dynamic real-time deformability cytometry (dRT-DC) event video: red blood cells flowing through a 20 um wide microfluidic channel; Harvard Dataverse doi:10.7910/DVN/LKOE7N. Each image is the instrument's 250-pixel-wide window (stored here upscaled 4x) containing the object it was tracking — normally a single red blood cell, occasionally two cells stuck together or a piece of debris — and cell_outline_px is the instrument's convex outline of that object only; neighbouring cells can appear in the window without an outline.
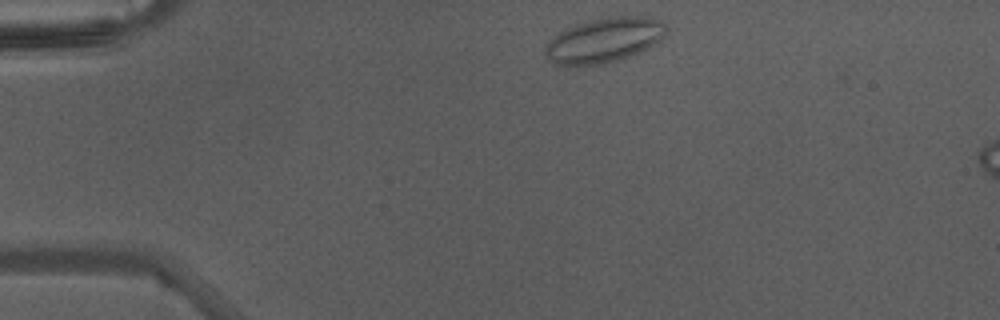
{"species": "Egyptian fruit bat (a non-hibernating species)", "species_latin": "Rousettus aegyptiacus", "temperature_condition": "warm", "stored_images_in_passage": 6, "camera_frame_rate_fps": 3000, "um_per_image_px": 0.085, "animal": {"sex": "male"}, "frame": {"image": 1, "passage_image": 1, "time_ms": 0.0, "image_size_px": [1000, 320], "cell_outline_px": [[668, 32], [664, 36], [648, 48], [640, 52], [620, 60], [604, 64], [556, 64], [544, 56], [544, 48], [560, 32], [576, 24], [588, 20], [616, 16], [644, 16], [660, 20], [668, 24]], "centroid_in_image_um": [51.42, 3.4], "position_along_channel_um": 33.6, "area_um2": 31.39}}